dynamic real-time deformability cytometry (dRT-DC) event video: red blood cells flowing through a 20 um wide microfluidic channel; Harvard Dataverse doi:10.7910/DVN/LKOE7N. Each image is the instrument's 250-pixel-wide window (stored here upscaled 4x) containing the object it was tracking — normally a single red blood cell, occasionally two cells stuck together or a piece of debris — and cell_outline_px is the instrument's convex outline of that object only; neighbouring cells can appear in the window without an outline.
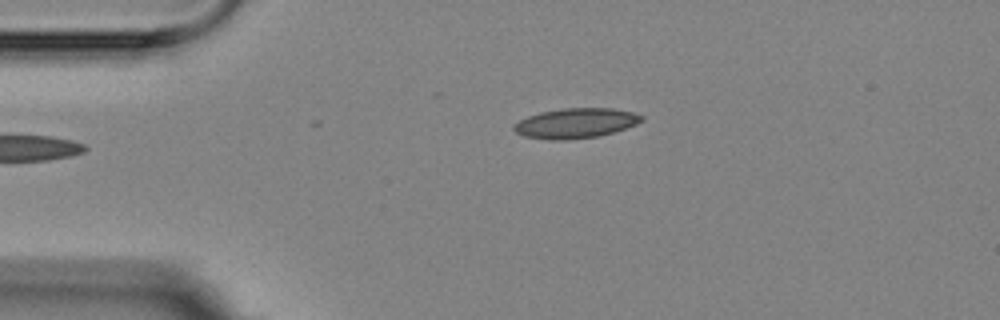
{"species": "Egyptian fruit bat (a non-hibernating species)", "species_latin": "Rousettus aegyptiacus", "temperature_condition": "room temperature", "stored_images_in_passage": 2, "camera_frame_rate_fps": 3000, "um_per_image_px": 0.085, "animal": {"sex": "female"}, "frame": {"image": 1, "passage_image": 1, "time_ms": 0.0, "image_size_px": [1000, 320], "cell_outline_px": [[644, 120], [636, 124], [612, 132], [596, 136], [564, 140], [552, 140], [524, 136], [516, 132], [512, 128], [512, 124], [528, 116], [540, 112], [564, 108], [612, 108], [632, 112], [644, 116]], "centroid_in_image_um": [48.91, 10.46], "position_along_channel_um": 36.1, "area_um2": 22.14}}